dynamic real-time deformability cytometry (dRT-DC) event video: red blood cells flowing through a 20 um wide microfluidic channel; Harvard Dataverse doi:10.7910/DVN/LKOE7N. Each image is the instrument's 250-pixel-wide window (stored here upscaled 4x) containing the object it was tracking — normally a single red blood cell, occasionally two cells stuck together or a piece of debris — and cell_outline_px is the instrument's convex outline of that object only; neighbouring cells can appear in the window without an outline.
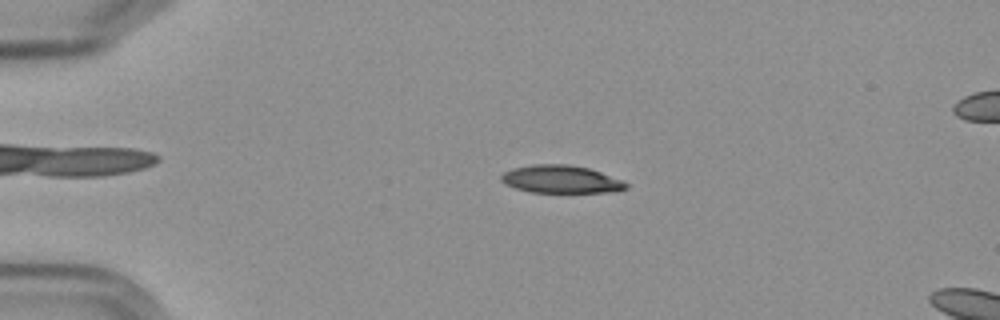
{"species": "Egyptian fruit bat (a non-hibernating species)", "species_latin": "Rousettus aegyptiacus", "temperature_condition": "cold", "stored_images_in_passage": 9, "camera_frame_rate_fps": 3000, "um_per_image_px": 0.085, "frame": {"image": 1, "passage_image": 4, "time_ms": 1.0, "image_size_px": [1000, 320], "cell_outline_px": [[628, 188], [616, 192], [528, 192], [504, 184], [500, 180], [500, 176], [504, 172], [512, 168], [532, 164], [568, 164], [588, 168], [624, 180], [628, 184]], "centroid_in_image_um": [47.68, 15.24], "position_along_channel_um": 37.3, "area_um2": 20.4}}